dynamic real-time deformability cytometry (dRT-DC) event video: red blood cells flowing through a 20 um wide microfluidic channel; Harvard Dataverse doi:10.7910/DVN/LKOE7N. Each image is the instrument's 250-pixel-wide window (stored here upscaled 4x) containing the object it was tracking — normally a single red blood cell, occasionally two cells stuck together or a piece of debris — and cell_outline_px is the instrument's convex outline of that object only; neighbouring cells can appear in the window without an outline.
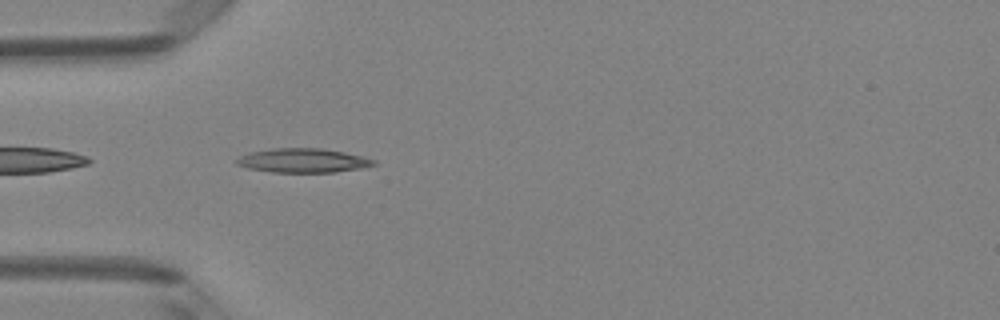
{"species": "Egyptian fruit bat (a non-hibernating species)", "species_latin": "Rousettus aegyptiacus", "temperature_condition": "room temperature", "stored_images_in_passage": 4, "camera_frame_rate_fps": 3000, "um_per_image_px": 0.085, "animal": {"sex": "female"}, "frame": {"image": 1, "passage_image": 4, "time_ms": 1.0, "image_size_px": [1000, 320], "cell_outline_px": [[376, 164], [364, 168], [336, 172], [272, 172], [248, 168], [236, 164], [236, 160], [240, 156], [248, 152], [272, 148], [320, 148], [344, 152], [364, 156], [376, 160]], "centroid_in_image_um": [25.78, 13.64], "position_along_channel_um": 59.2, "area_um2": 19.42}}